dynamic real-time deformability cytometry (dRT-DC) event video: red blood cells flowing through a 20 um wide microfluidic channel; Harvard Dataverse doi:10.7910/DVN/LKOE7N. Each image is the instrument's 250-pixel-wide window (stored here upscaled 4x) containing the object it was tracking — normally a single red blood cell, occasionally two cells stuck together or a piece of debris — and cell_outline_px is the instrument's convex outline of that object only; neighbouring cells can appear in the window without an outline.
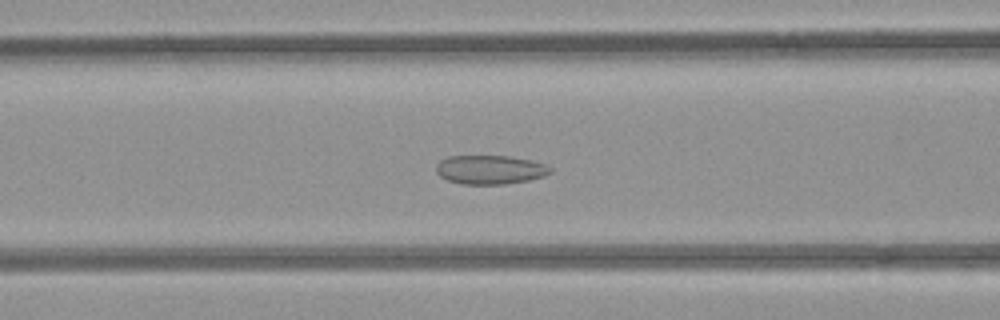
{"species": "common noctule bat (a hibernating species)", "species_latin": "Nyctalus noctula", "temperature_condition": "room temperature", "stored_images_in_passage": 34, "camera_frame_rate_fps": 3000, "um_per_image_px": 0.085, "animal": {"sex": "female", "body_mass_g": 21.9}, "frame": {"image": 1, "passage_image": 12, "time_ms": 3.667, "image_size_px": [1000, 320], "cell_outline_px": [[552, 172], [544, 176], [528, 180], [504, 184], [460, 184], [448, 180], [440, 176], [436, 172], [436, 164], [440, 160], [448, 156], [508, 156], [532, 160], [544, 164], [552, 168]], "centroid_in_image_um": [41.64, 14.42], "position_along_channel_um": 125.0, "area_um2": 19.31}}
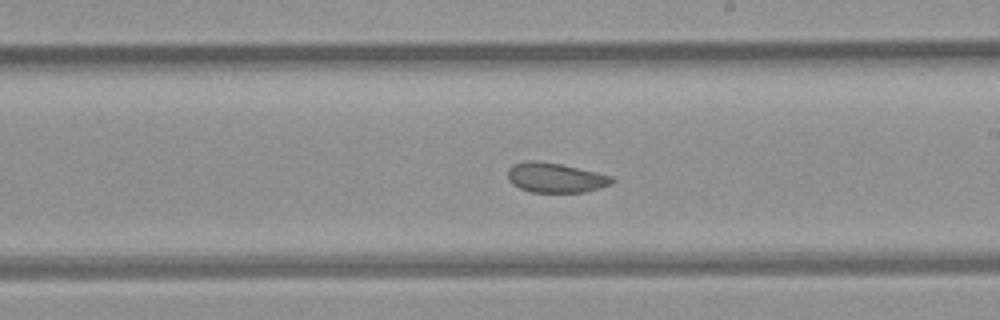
{"frame": {"image": 2, "passage_image": 21, "time_ms": 6.667, "image_size_px": [1000, 320], "cell_outline_px": [[616, 180], [612, 184], [600, 188], [584, 192], [532, 192], [520, 188], [512, 184], [508, 180], [508, 168], [512, 164], [524, 160], [536, 160], [560, 164], [596, 172], [612, 176]], "centroid_in_image_um": [47.2, 15.09], "position_along_channel_um": 241.8, "area_um2": 18.21}}
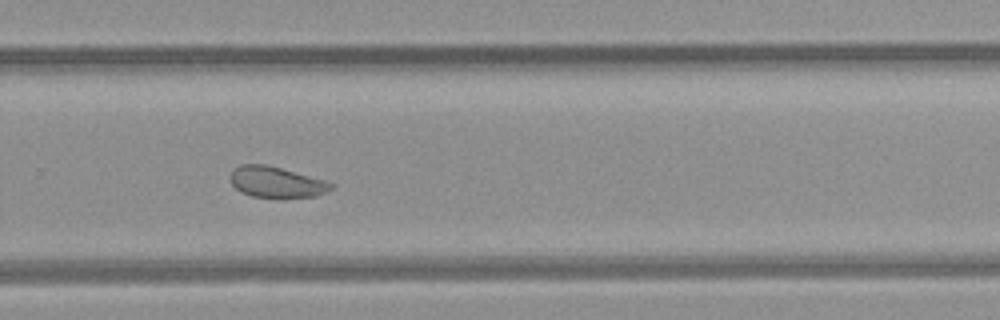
{"frame": {"image": 3, "passage_image": 26, "time_ms": 8.333, "image_size_px": [1000, 320], "cell_outline_px": [[336, 184], [332, 188], [316, 196], [284, 200], [280, 200], [252, 196], [240, 192], [232, 184], [228, 176], [240, 164], [264, 164], [328, 180]], "centroid_in_image_um": [23.52, 15.52], "position_along_channel_um": 306.3, "area_um2": 18.84}, "authors_computed_cell_mechanics": {"area_um2": 19.2185, "velocity_mm_per_s": 3.889, "shape_relaxation_time_tau1_ms": null, "shape_relaxation_time_tau2_ms": 1.0515, "deformation_change_tau1": null, "deformation_change_tau2": 0.0688}}